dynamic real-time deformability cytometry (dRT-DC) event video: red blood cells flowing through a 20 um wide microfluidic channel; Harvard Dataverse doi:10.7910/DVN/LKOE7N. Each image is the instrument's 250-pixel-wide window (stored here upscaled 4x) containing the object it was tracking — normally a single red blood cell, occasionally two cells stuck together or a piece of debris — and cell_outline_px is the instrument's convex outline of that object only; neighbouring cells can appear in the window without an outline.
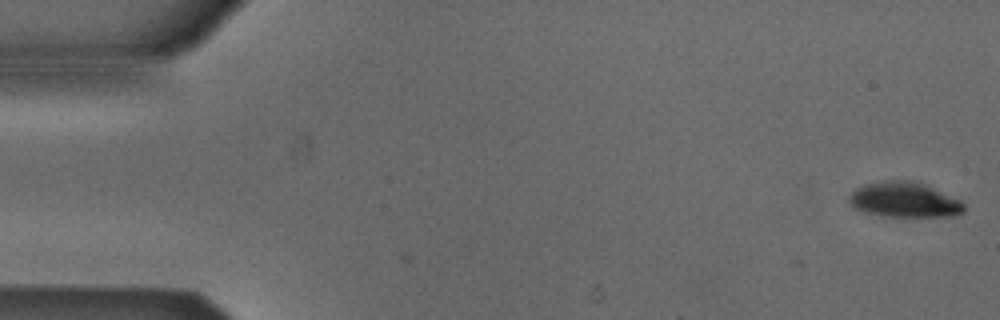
{"species": "Egyptian fruit bat (a non-hibernating species)", "species_latin": "Rousettus aegyptiacus", "temperature_condition": "cold", "stored_images_in_passage": 2, "camera_frame_rate_fps": 3000, "um_per_image_px": 0.085, "animal": {"sex": "male"}, "frame": {"image": 1, "passage_image": 2, "time_ms": 0.333, "image_size_px": [1000, 320], "cell_outline_px": [[964, 212], [956, 216], [884, 216], [864, 212], [852, 208], [848, 204], [848, 196], [856, 188], [864, 184], [884, 180], [912, 180], [924, 184], [960, 200], [964, 204]], "centroid_in_image_um": [76.82, 16.98], "position_along_channel_um": 8.2, "area_um2": 23.7}}